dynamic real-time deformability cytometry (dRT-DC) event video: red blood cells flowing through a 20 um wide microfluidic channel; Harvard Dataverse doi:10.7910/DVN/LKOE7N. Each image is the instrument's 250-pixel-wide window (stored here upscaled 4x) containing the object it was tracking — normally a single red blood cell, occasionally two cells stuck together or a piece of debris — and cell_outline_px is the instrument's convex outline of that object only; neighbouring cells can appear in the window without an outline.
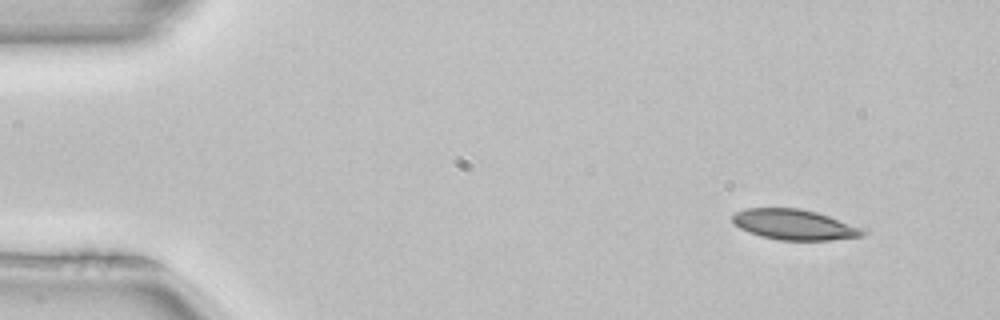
{"species": "common noctule bat (a hibernating species)", "species_latin": "Nyctalus noctula", "temperature_condition": "room temperature", "stored_images_in_passage": 3, "camera_frame_rate_fps": 3000, "um_per_image_px": 0.085, "animal": {"sex": "female", "body_mass_g": 22.7, "forearm_length_mm": 54.2}, "frame": {"image": 1, "passage_image": 1, "time_ms": 0.0, "image_size_px": [1000, 320], "cell_outline_px": [[868, 232], [864, 236], [832, 240], [780, 240], [760, 236], [740, 228], [732, 220], [732, 216], [736, 212], [744, 208], [800, 208], [816, 212], [828, 216], [860, 228]], "centroid_in_image_um": [67.5, 19.09], "position_along_channel_um": 17.5, "area_um2": 22.89}}